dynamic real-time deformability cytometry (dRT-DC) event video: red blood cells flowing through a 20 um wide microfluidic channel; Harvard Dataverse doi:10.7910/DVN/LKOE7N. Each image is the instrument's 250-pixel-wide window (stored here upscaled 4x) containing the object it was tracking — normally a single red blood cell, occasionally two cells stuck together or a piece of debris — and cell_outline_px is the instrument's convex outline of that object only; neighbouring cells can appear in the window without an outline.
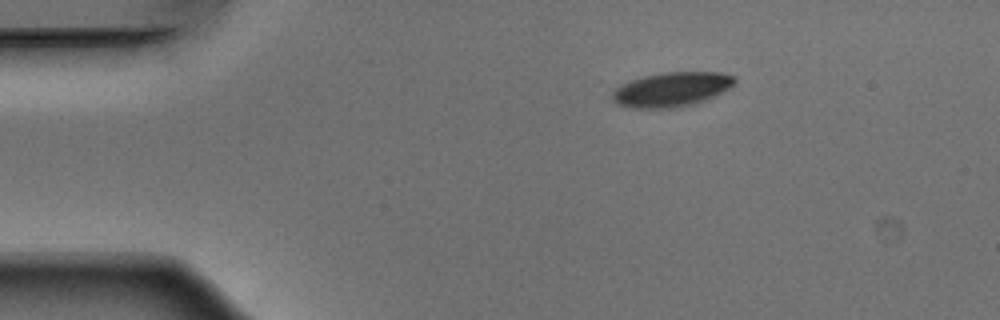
{"species": "Egyptian fruit bat (a non-hibernating species)", "species_latin": "Rousettus aegyptiacus", "temperature_condition": "warm", "stored_images_in_passage": 44, "camera_frame_rate_fps": 3000, "um_per_image_px": 0.085, "animal": {"sex": "male"}, "frame": {"image": 1, "passage_image": 1, "time_ms": 0.0, "image_size_px": [1000, 320], "cell_outline_px": [[736, 80], [728, 88], [696, 104], [672, 108], [628, 108], [616, 104], [612, 100], [612, 92], [620, 84], [644, 76], [668, 72], [720, 72], [736, 76]], "centroid_in_image_um": [57.04, 7.61], "position_along_channel_um": 28.0, "area_um2": 24.51}}
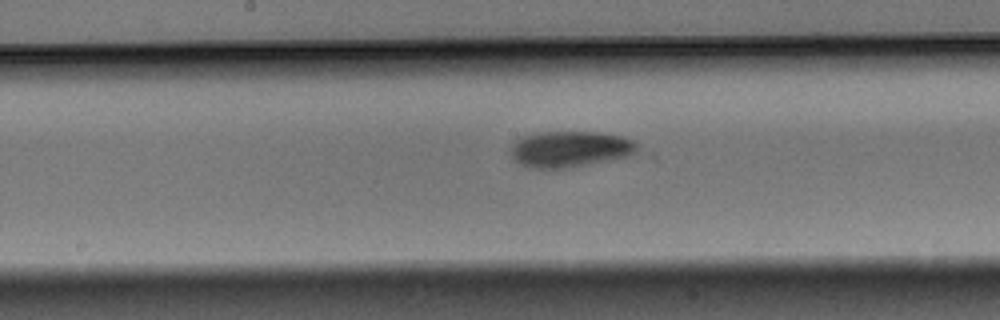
{"frame": {"image": 2, "passage_image": 19, "time_ms": 6.0, "image_size_px": [1000, 320], "cell_outline_px": [[636, 148], [628, 156], [584, 164], [560, 168], [532, 168], [520, 164], [512, 156], [512, 144], [516, 140], [524, 136], [536, 132], [600, 132], [620, 136], [632, 140], [636, 144]], "centroid_in_image_um": [48.39, 12.65], "position_along_channel_um": 199.8, "area_um2": 25.89}}
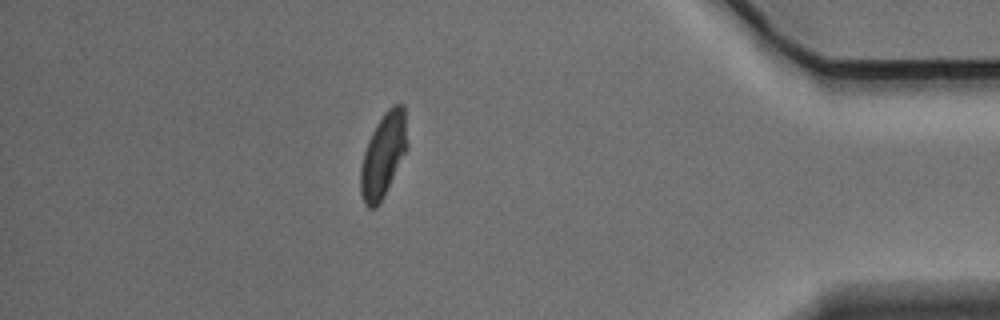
{"frame": {"image": 3, "passage_image": 38, "time_ms": 12.333, "image_size_px": [1000, 320], "cell_outline_px": [[408, 148], [380, 204], [376, 208], [368, 208], [364, 204], [360, 192], [360, 168], [364, 152], [368, 140], [376, 124], [384, 112], [392, 104], [404, 104], [408, 144]], "centroid_in_image_um": [32.58, 13.19], "position_along_channel_um": 402.6, "area_um2": 23.12}, "authors_computed_cell_mechanics": {"area_um2": 25.0274, "velocity_mm_per_s": 3.8581, "shape_relaxation_time_tau1_ms": 3.117, "shape_relaxation_time_tau2_ms": 5.1724, "deformation_change_tau1": 0.1309, "deformation_change_tau2": 0.0902}}